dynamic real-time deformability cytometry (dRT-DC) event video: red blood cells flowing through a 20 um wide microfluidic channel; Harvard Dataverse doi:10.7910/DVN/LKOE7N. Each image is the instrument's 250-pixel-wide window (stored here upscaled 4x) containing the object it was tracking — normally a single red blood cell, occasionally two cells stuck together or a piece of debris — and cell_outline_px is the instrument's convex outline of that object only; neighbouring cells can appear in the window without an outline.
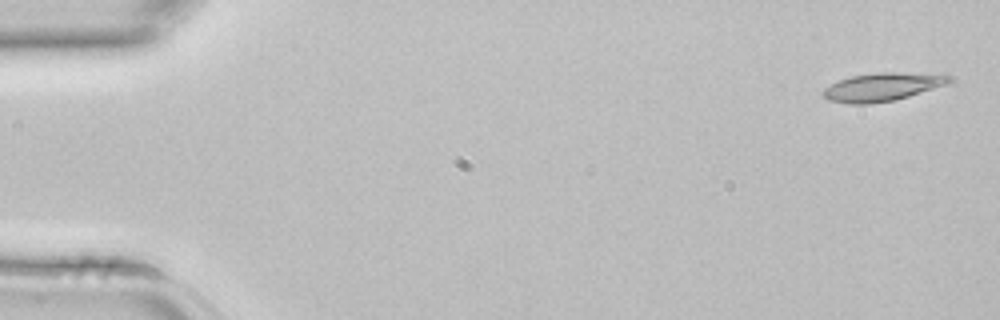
{"species": "common noctule bat (a hibernating species)", "species_latin": "Nyctalus noctula", "temperature_condition": "room temperature", "stored_images_in_passage": 4, "camera_frame_rate_fps": 3000, "um_per_image_px": 0.085, "animal": {"sex": "female", "body_mass_g": 22.7, "forearm_length_mm": 54.2}, "frame": {"image": 1, "passage_image": 1, "time_ms": 0.0, "image_size_px": [1000, 320], "cell_outline_px": [[952, 80], [944, 84], [908, 96], [892, 100], [868, 104], [848, 104], [828, 100], [820, 92], [824, 88], [840, 80], [852, 76], [880, 72], [896, 72], [952, 76]], "centroid_in_image_um": [74.9, 7.4], "position_along_channel_um": 10.1, "area_um2": 20.17}}
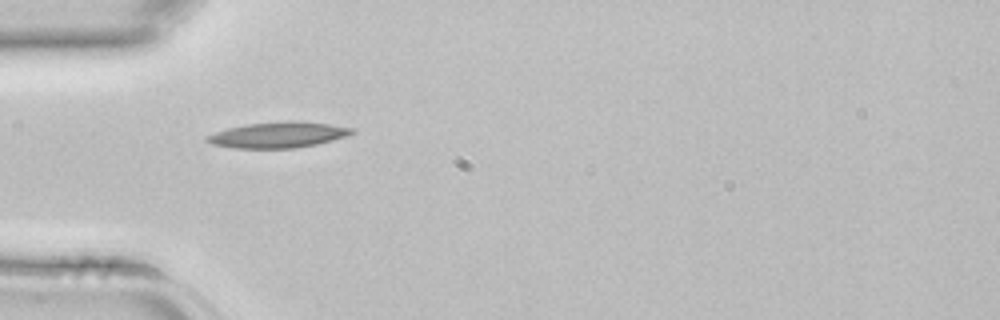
{"frame": {"image": 2, "passage_image": 4, "time_ms": 1.0, "image_size_px": [1000, 320], "cell_outline_px": [[356, 132], [348, 136], [316, 144], [296, 148], [236, 148], [212, 144], [204, 140], [208, 136], [216, 132], [228, 128], [248, 124], [288, 120], [296, 120], [328, 124], [352, 128]], "centroid_in_image_um": [23.67, 11.46], "position_along_channel_um": 61.3, "area_um2": 21.68}}